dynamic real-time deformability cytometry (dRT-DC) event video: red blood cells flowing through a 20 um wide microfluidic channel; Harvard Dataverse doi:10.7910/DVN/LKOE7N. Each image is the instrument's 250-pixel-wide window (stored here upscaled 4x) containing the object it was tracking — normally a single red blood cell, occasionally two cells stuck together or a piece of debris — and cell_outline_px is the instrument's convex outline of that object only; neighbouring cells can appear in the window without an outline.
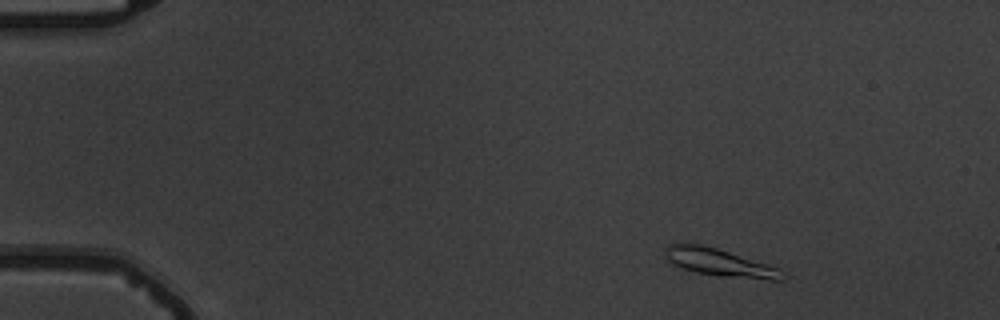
{"species": "common noctule bat (a hibernating species)", "species_latin": "Nyctalus noctula", "temperature_condition": "warm", "stored_images_in_passage": 5, "camera_frame_rate_fps": 3000, "um_per_image_px": 0.085, "animal": {"sex": "male", "body_mass_g": 19.5, "forearm_length_mm": 54.6}, "frame": {"image": 1, "passage_image": 1, "time_ms": 0.0, "image_size_px": [1000, 320], "cell_outline_px": [[788, 276], [784, 280], [772, 280], [724, 276], [696, 272], [672, 264], [664, 256], [664, 248], [668, 244], [688, 240], [704, 244], [776, 268], [784, 272]], "centroid_in_image_um": [61.05, 22.27], "position_along_channel_um": 24.0, "area_um2": 18.9}}
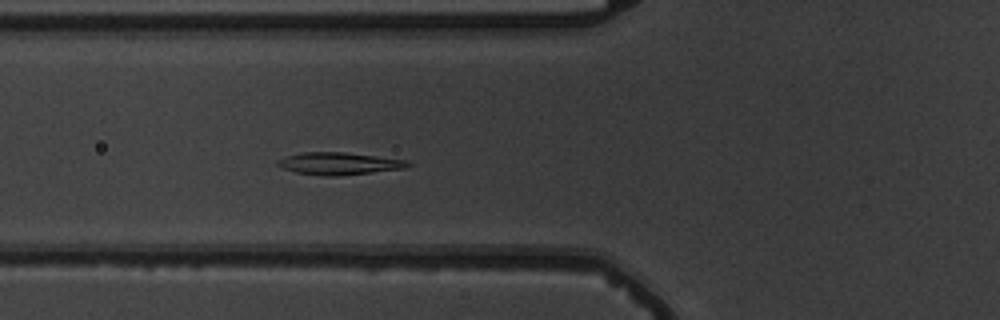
{"frame": {"image": 2, "passage_image": 5, "time_ms": 4.667, "image_size_px": [1000, 320], "cell_outline_px": [[412, 164], [404, 168], [372, 172], [336, 176], [324, 176], [296, 172], [280, 168], [276, 164], [276, 160], [300, 152], [344, 152], [408, 160]], "centroid_in_image_um": [28.78, 13.9], "position_along_channel_um": 97.0, "area_um2": 16.88}}